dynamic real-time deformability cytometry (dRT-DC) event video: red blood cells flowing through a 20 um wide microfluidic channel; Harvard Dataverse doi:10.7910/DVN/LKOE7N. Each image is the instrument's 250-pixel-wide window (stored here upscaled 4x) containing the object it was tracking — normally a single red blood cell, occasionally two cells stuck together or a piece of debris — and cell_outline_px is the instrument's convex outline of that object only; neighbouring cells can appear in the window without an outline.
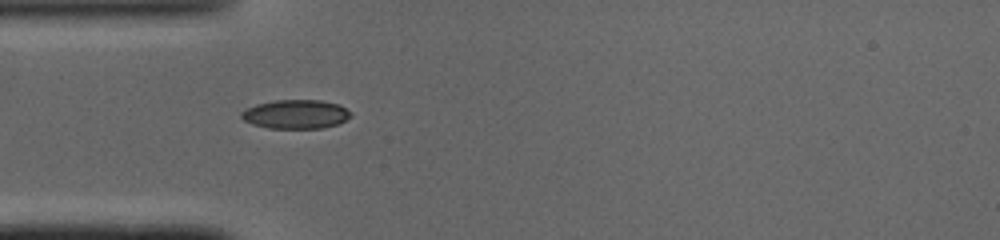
{"species": "common noctule bat (a hibernating species)", "species_latin": "Nyctalus noctula", "temperature_condition": "cold", "stored_images_in_passage": 35, "camera_frame_rate_fps": 3000, "um_per_image_px": 0.085, "animal": {"sex": "male", "body_mass_g": 19.0, "forearm_length_mm": 50.8}, "frame": {"image": 1, "passage_image": 1, "time_ms": 0.0, "image_size_px": [1000, 240], "cell_outline_px": [[352, 116], [336, 124], [320, 128], [268, 128], [252, 124], [244, 120], [240, 116], [240, 112], [256, 104], [276, 100], [320, 100], [340, 104], [352, 112]], "centroid_in_image_um": [25.15, 9.7], "position_along_channel_um": 59.9, "area_um2": 18.44}}
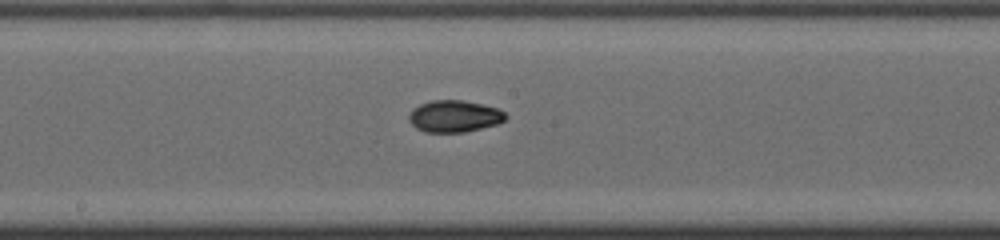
{"frame": {"image": 2, "passage_image": 12, "time_ms": 3.667, "image_size_px": [1000, 240], "cell_outline_px": [[508, 116], [504, 120], [496, 124], [464, 132], [424, 132], [416, 128], [408, 120], [408, 116], [412, 108], [420, 104], [432, 100], [464, 100], [496, 108], [504, 112]], "centroid_in_image_um": [38.57, 9.88], "position_along_channel_um": 209.6, "area_um2": 17.86}}
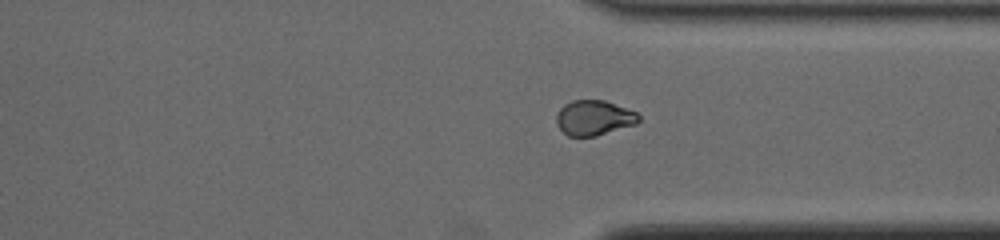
{"frame": {"image": 3, "passage_image": 23, "time_ms": 7.333, "image_size_px": [1000, 240], "cell_outline_px": [[640, 120], [636, 124], [596, 136], [568, 136], [556, 124], [556, 116], [560, 108], [564, 104], [572, 100], [604, 100], [636, 112], [640, 116]], "centroid_in_image_um": [50.48, 10.01], "position_along_channel_um": 360.9, "area_um2": 16.76}, "authors_computed_cell_mechanics": {"area_um2": 17.8602, "velocity_mm_per_s": 4.1234, "shape_relaxation_time_tau1_ms": 5.7091, "shape_relaxation_time_tau2_ms": 5.441, "deformation_change_tau1": 0.1507, "deformation_change_tau2": 0.0669}}